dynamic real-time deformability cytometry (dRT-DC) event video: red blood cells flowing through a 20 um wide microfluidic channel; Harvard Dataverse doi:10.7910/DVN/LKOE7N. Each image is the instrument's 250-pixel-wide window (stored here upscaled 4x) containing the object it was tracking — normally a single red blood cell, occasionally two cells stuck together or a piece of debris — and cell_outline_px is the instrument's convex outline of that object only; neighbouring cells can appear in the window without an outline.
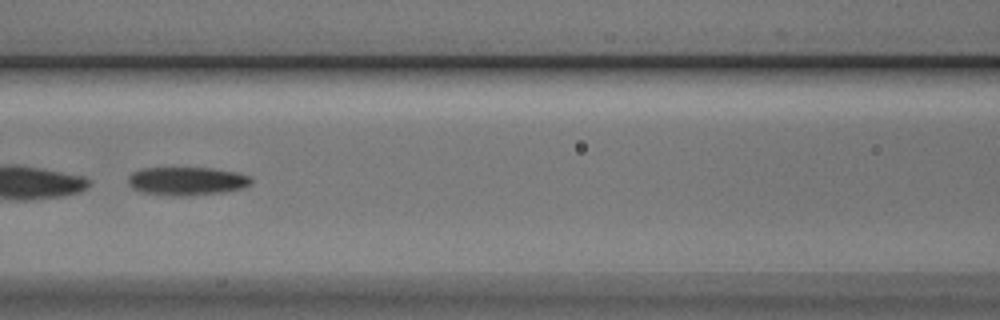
{"species": "Egyptian fruit bat (a non-hibernating species)", "species_latin": "Rousettus aegyptiacus", "temperature_condition": "cold", "stored_images_in_passage": 40, "camera_frame_rate_fps": 3000, "um_per_image_px": 0.085, "animal": {"sex": "male"}, "frame": {"image": 1, "passage_image": 23, "time_ms": 7.333, "image_size_px": [1000, 320], "cell_outline_px": [[252, 184], [244, 188], [224, 192], [188, 196], [172, 196], [144, 192], [132, 188], [128, 184], [128, 176], [132, 172], [140, 168], [212, 168], [236, 172], [248, 176], [252, 180]], "centroid_in_image_um": [15.88, 15.39], "position_along_channel_um": 150.7, "area_um2": 20.46}}